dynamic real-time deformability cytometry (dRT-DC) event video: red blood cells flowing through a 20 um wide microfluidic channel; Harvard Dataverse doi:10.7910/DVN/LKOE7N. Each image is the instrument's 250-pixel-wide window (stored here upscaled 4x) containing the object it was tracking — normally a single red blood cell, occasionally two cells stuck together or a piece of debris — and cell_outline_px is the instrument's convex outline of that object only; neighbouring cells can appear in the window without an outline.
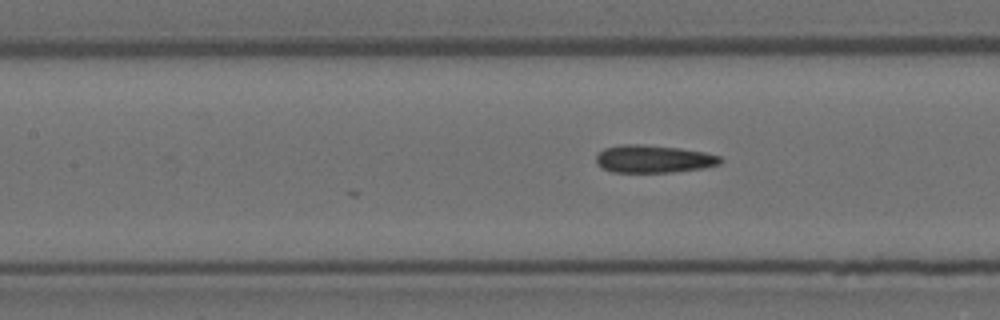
{"species": "Egyptian fruit bat (a non-hibernating species)", "species_latin": "Rousettus aegyptiacus", "temperature_condition": "room temperature", "stored_images_in_passage": 7, "camera_frame_rate_fps": 3000, "um_per_image_px": 0.085, "animal": {"sex": "female"}, "frame": {"image": 1, "passage_image": 7, "time_ms": 2.0, "image_size_px": [1000, 320], "cell_outline_px": [[724, 160], [720, 164], [704, 168], [672, 172], [612, 172], [596, 164], [596, 156], [604, 148], [620, 144], [644, 144], [680, 148], [704, 152], [720, 156]], "centroid_in_image_um": [55.56, 13.5], "position_along_channel_um": 151.8, "area_um2": 20.17}}